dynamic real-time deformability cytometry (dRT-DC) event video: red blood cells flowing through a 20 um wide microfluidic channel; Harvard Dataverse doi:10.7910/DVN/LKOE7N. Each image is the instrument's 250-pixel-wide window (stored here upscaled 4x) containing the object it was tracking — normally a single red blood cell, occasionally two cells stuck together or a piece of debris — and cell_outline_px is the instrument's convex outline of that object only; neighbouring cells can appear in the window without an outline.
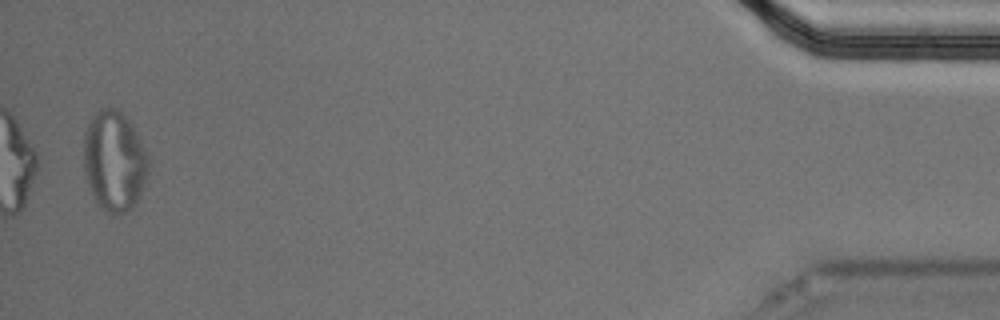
{"species": "Egyptian fruit bat (a non-hibernating species)", "species_latin": "Rousettus aegyptiacus", "temperature_condition": "cold", "stored_images_in_passage": 40, "camera_frame_rate_fps": 3000, "um_per_image_px": 0.085, "animal": {"sex": "male"}, "frame": {"image": 1, "passage_image": 40, "time_ms": 13.0, "image_size_px": [1000, 320], "cell_outline_px": [[148, 172], [140, 200], [132, 208], [120, 216], [112, 216], [104, 212], [96, 204], [88, 184], [84, 172], [84, 132], [92, 116], [100, 108], [116, 108], [132, 124], [148, 156]], "centroid_in_image_um": [9.71, 13.76], "position_along_channel_um": 425.5, "area_um2": 38.44}, "authors_computed_cell_mechanics": {"area_um2": 20.4323, "velocity_mm_per_s": 3.665, "shape_relaxation_time_tau1_ms": null, "shape_relaxation_time_tau2_ms": 1.5186, "deformation_change_tau1": null, "deformation_change_tau2": 0.0594}}